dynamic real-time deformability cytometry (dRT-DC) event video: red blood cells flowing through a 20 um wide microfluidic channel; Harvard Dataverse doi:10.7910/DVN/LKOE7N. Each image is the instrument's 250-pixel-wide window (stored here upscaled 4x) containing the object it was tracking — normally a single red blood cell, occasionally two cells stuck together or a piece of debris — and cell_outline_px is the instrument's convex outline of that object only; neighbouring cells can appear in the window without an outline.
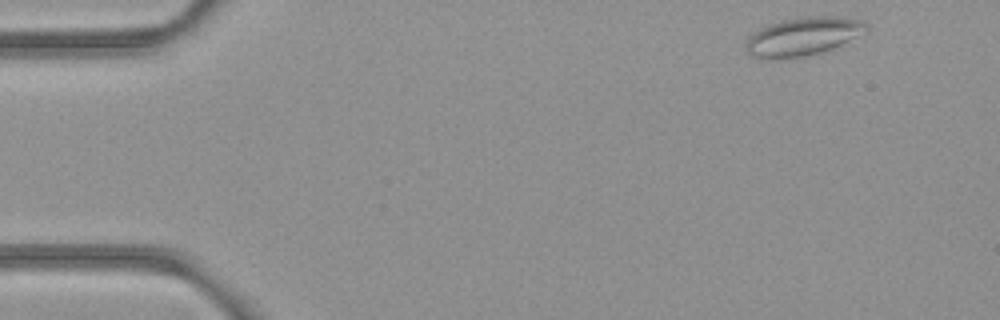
{"species": "common noctule bat (a hibernating species)", "species_latin": "Nyctalus noctula", "temperature_condition": "room temperature", "stored_images_in_passage": 10, "camera_frame_rate_fps": 3000, "um_per_image_px": 0.085, "animal": {"sex": "female", "body_mass_g": 21.9}, "frame": {"image": 1, "passage_image": 2, "time_ms": 0.333, "image_size_px": [1000, 320], "cell_outline_px": [[868, 28], [864, 32], [832, 48], [820, 52], [804, 56], [752, 56], [744, 48], [744, 44], [748, 36], [756, 28], [784, 20], [804, 16], [840, 16], [864, 20], [868, 24]], "centroid_in_image_um": [68.26, 3.04], "position_along_channel_um": 16.7, "area_um2": 26.36}}